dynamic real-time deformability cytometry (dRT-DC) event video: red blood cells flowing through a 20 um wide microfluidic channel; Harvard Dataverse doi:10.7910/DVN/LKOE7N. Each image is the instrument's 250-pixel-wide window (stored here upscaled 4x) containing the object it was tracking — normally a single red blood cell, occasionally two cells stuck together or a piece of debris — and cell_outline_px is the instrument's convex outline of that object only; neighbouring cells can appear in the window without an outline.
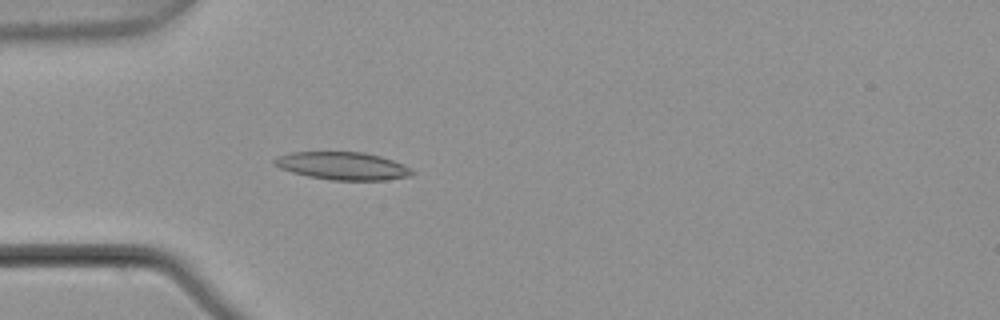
{"species": "common noctule bat (a hibernating species)", "species_latin": "Nyctalus noctula", "temperature_condition": "warm", "stored_images_in_passage": 4, "camera_frame_rate_fps": 3000, "um_per_image_px": 0.085, "animal": {"sex": "male", "body_mass_g": 21.5, "forearm_length_mm": 52.0}, "frame": {"image": 1, "passage_image": 4, "time_ms": 1.0, "image_size_px": [1000, 320], "cell_outline_px": [[416, 172], [412, 176], [384, 180], [332, 180], [308, 176], [292, 172], [280, 168], [272, 164], [272, 160], [276, 156], [292, 152], [364, 152], [380, 156], [392, 160], [412, 168]], "centroid_in_image_um": [29.12, 14.1], "position_along_channel_um": 55.9, "area_um2": 22.43}}